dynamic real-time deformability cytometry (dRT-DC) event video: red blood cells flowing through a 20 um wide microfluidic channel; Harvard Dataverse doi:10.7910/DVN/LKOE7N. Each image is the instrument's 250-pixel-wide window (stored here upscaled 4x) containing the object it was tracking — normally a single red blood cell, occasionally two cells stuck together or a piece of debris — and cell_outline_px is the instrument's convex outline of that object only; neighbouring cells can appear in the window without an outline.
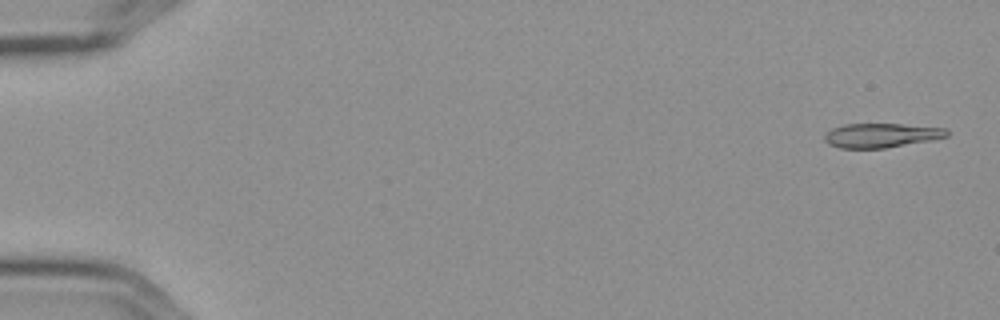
{"species": "Egyptian fruit bat (a non-hibernating species)", "species_latin": "Rousettus aegyptiacus", "temperature_condition": "cold", "stored_images_in_passage": 5, "camera_frame_rate_fps": 3000, "um_per_image_px": 0.085, "frame": {"image": 1, "passage_image": 1, "time_ms": 0.0, "image_size_px": [1000, 320], "cell_outline_px": [[948, 136], [932, 140], [884, 148], [840, 148], [828, 144], [824, 140], [824, 136], [832, 128], [844, 124], [900, 124], [948, 128]], "centroid_in_image_um": [74.91, 11.5], "position_along_channel_um": 10.1, "area_um2": 17.28}}
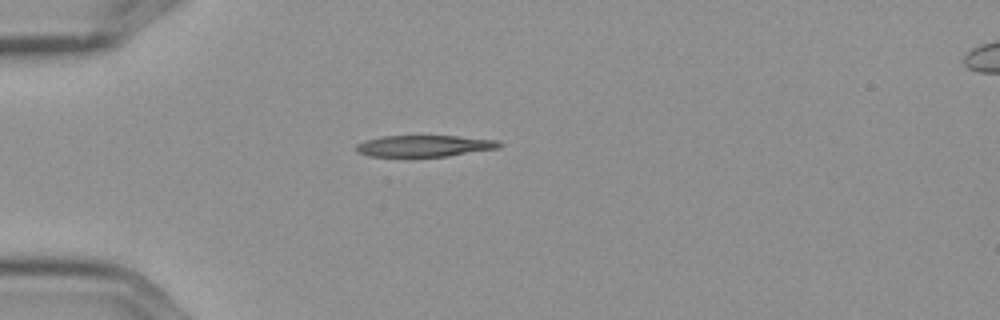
{"frame": {"image": 2, "passage_image": 5, "time_ms": 1.333, "image_size_px": [1000, 320], "cell_outline_px": [[504, 144], [500, 148], [448, 156], [368, 156], [356, 152], [356, 144], [364, 140], [380, 136], [456, 136], [500, 140]], "centroid_in_image_um": [36.09, 12.4], "position_along_channel_um": 48.9, "area_um2": 18.03}}